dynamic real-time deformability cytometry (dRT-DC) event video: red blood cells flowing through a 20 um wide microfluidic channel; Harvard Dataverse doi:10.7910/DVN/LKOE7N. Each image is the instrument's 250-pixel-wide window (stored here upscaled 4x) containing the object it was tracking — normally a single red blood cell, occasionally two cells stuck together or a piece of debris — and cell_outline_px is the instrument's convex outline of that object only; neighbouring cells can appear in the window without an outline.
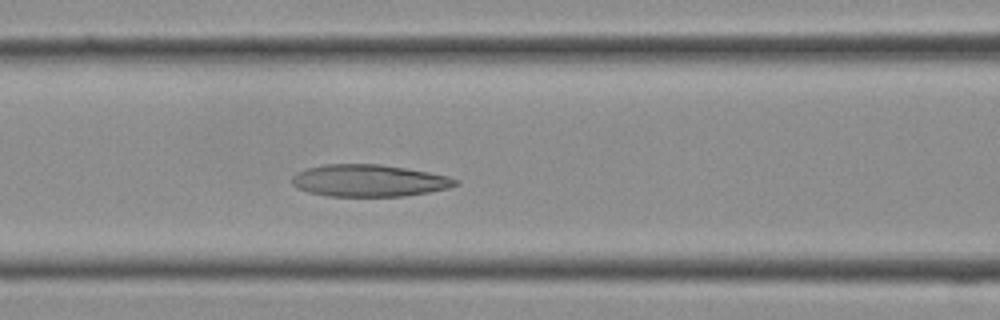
{"species": "Egyptian fruit bat (a non-hibernating species)", "species_latin": "Rousettus aegyptiacus", "temperature_condition": "cold", "stored_images_in_passage": 13, "camera_frame_rate_fps": 3000, "um_per_image_px": 0.085, "frame": {"image": 1, "passage_image": 11, "time_ms": 3.333, "image_size_px": [1000, 320], "cell_outline_px": [[460, 184], [448, 188], [428, 192], [404, 196], [328, 196], [308, 192], [296, 188], [292, 184], [292, 176], [296, 172], [308, 168], [324, 164], [380, 164], [428, 172], [448, 176], [460, 180]], "centroid_in_image_um": [31.36, 15.35], "position_along_channel_um": 135.2, "area_um2": 30.58}}
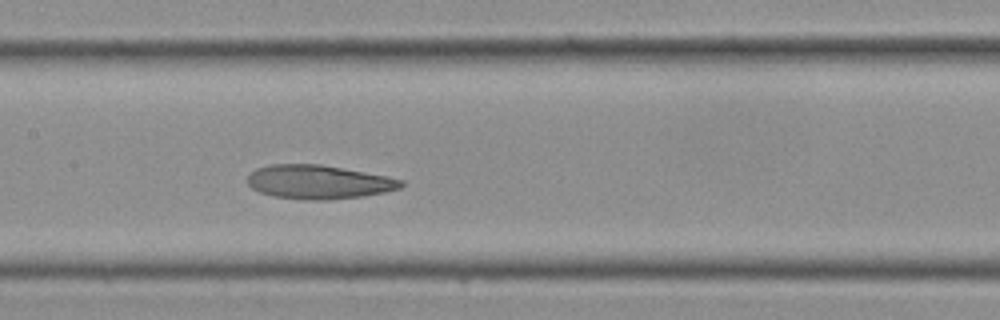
{"frame": {"image": 2, "passage_image": 13, "time_ms": 4.0, "image_size_px": [1000, 320], "cell_outline_px": [[404, 184], [400, 188], [384, 192], [364, 196], [324, 200], [304, 200], [272, 196], [260, 192], [252, 188], [248, 184], [248, 176], [256, 168], [272, 164], [320, 164], [388, 176], [404, 180]], "centroid_in_image_um": [27.09, 15.47], "position_along_channel_um": 180.3, "area_um2": 30.35}}